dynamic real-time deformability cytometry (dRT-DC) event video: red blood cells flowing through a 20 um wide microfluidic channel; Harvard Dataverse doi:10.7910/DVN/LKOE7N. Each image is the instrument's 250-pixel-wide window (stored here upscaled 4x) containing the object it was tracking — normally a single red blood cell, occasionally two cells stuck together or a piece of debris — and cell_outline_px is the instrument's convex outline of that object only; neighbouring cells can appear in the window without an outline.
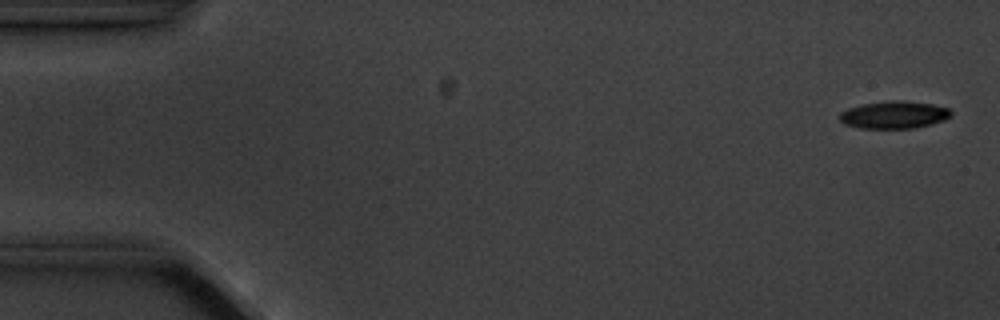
{"species": "common noctule bat (a hibernating species)", "species_latin": "Nyctalus noctula", "temperature_condition": "cold", "stored_images_in_passage": 4, "camera_frame_rate_fps": 3000, "um_per_image_px": 0.085, "animal": {"sex": "male", "body_mass_g": 20.1, "forearm_length_mm": 53.5}, "frame": {"image": 1, "passage_image": 1, "time_ms": 0.0, "image_size_px": [1000, 320], "cell_outline_px": [[952, 112], [944, 120], [932, 124], [912, 128], [860, 128], [844, 124], [840, 120], [840, 112], [848, 108], [860, 104], [884, 100], [904, 100], [932, 104], [948, 108]], "centroid_in_image_um": [75.96, 9.74], "position_along_channel_um": 9.0, "area_um2": 17.92}}